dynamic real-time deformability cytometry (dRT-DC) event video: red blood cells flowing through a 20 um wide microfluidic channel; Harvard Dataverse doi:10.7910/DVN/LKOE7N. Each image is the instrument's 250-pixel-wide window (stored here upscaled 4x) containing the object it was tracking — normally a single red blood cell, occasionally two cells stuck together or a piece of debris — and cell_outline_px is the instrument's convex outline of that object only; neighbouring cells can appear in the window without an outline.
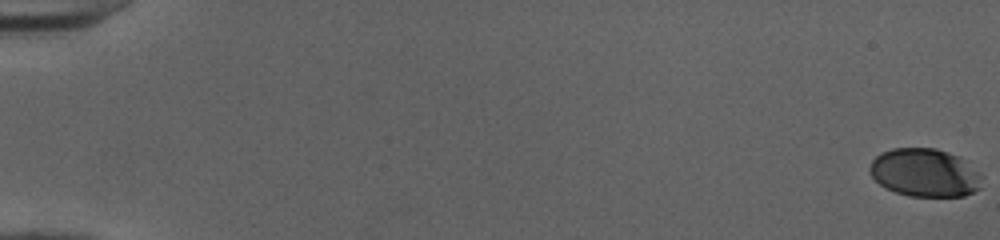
{"species": "human", "species_latin": "Homo sapiens", "temperature_condition": "cold", "stored_images_in_passage": 53, "camera_frame_rate_fps": 3000, "um_per_image_px": 0.085, "donor": {"sex": "female"}, "frame": {"image": 1, "passage_image": 1, "time_ms": 0.0, "image_size_px": [1000, 240], "cell_outline_px": [[980, 188], [964, 196], [908, 196], [884, 188], [872, 176], [868, 168], [872, 160], [880, 152], [892, 148], [936, 148], [960, 156], [980, 176]], "centroid_in_image_um": [78.55, 14.67], "position_along_channel_um": 6.4, "area_um2": 31.39}}
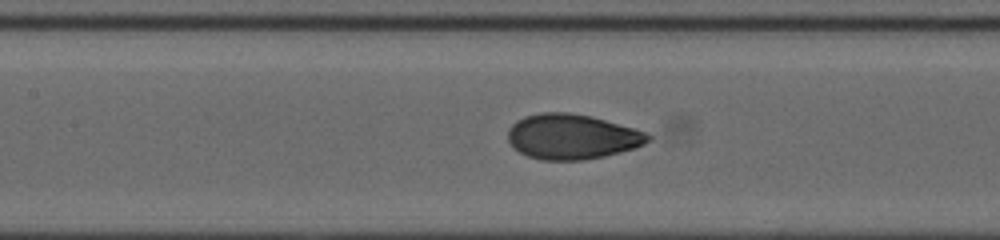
{"frame": {"image": 2, "passage_image": 27, "time_ms": 8.667, "image_size_px": [1000, 240], "cell_outline_px": [[652, 140], [644, 144], [620, 152], [604, 156], [584, 160], [540, 160], [528, 156], [520, 152], [508, 140], [508, 128], [516, 120], [524, 116], [540, 112], [568, 112], [592, 116], [632, 128], [644, 132], [652, 136]], "centroid_in_image_um": [48.6, 11.61], "position_along_channel_um": 158.8, "area_um2": 36.76}}
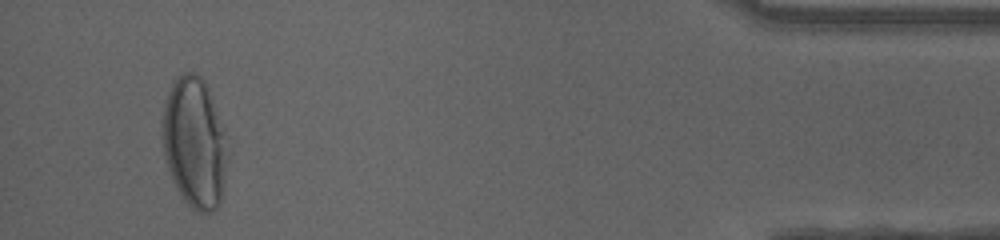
{"frame": {"image": 3, "passage_image": 51, "time_ms": 16.667, "image_size_px": [1000, 240], "cell_outline_px": [[224, 172], [220, 200], [216, 208], [212, 212], [200, 212], [192, 208], [184, 200], [176, 188], [172, 180], [164, 156], [164, 108], [172, 80], [184, 72], [192, 72], [200, 76], [204, 80], [216, 116], [220, 132], [224, 156]], "centroid_in_image_um": [16.45, 12.16], "position_along_channel_um": 418.8, "area_um2": 46.93}, "authors_computed_cell_mechanics": {"area_um2": 35.6626, "velocity_mm_per_s": 4.0152, "shape_relaxation_time_tau1_ms": 4.2886, "shape_relaxation_time_tau2_ms": null, "deformation_change_tau1": 0.1875, "deformation_change_tau2": null}}